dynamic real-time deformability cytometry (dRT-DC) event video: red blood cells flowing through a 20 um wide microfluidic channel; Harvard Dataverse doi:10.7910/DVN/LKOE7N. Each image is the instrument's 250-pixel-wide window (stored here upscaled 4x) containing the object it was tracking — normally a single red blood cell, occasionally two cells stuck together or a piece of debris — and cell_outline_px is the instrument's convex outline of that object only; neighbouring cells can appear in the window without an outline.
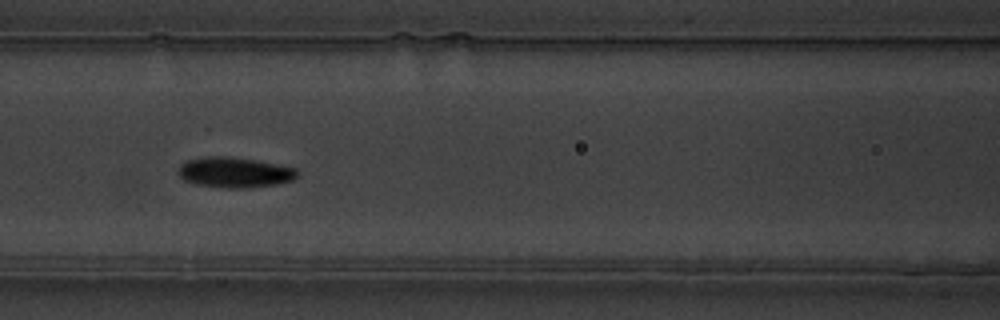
{"species": "common noctule bat (a hibernating species)", "species_latin": "Nyctalus noctula", "temperature_condition": "warm", "stored_images_in_passage": 37, "camera_frame_rate_fps": 3000, "um_per_image_px": 0.085, "animal": {"sex": "male", "body_mass_g": 19.5, "forearm_length_mm": 54.6}, "frame": {"image": 1, "passage_image": 11, "time_ms": 3.333, "image_size_px": [1000, 320], "cell_outline_px": [[300, 172], [292, 180], [276, 184], [248, 188], [224, 188], [196, 184], [184, 180], [176, 172], [180, 164], [184, 160], [204, 156], [228, 156], [256, 160], [296, 168]], "centroid_in_image_um": [19.89, 14.64], "position_along_channel_um": 146.7, "area_um2": 21.33}, "authors_computed_cell_mechanics": {"area_um2": 20.1144, "velocity_mm_per_s": 3.6152, "shape_relaxation_time_tau1_ms": 2.321, "shape_relaxation_time_tau2_ms": 3.7725, "deformation_change_tau1": 0.1087, "deformation_change_tau2": 0.0666}}